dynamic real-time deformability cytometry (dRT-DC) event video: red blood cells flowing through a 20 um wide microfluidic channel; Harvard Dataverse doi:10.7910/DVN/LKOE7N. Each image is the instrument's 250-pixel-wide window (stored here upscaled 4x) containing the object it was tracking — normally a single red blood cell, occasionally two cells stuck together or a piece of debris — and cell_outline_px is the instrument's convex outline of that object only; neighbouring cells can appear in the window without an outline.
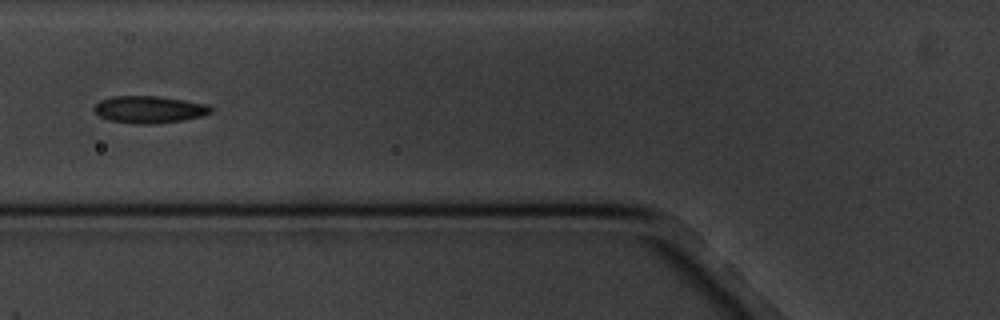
{"species": "common noctule bat (a hibernating species)", "species_latin": "Nyctalus noctula", "temperature_condition": "cold", "stored_images_in_passage": 12, "camera_frame_rate_fps": 3000, "um_per_image_px": 0.085, "animal": {"sex": "male", "body_mass_g": 20.1, "forearm_length_mm": 53.5}, "frame": {"image": 1, "passage_image": 7, "time_ms": 7.0, "image_size_px": [1000, 320], "cell_outline_px": [[212, 112], [200, 116], [180, 120], [152, 124], [132, 124], [108, 120], [100, 116], [92, 108], [100, 100], [112, 96], [156, 96], [184, 100], [208, 104], [212, 108]], "centroid_in_image_um": [12.65, 9.3], "position_along_channel_um": 113.2, "area_um2": 18.38}}
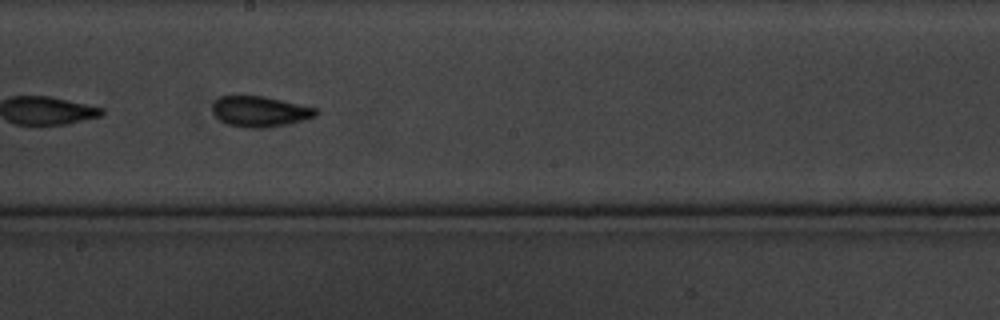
{"frame": {"image": 2, "passage_image": 10, "time_ms": 10.333, "image_size_px": [1000, 320], "cell_outline_px": [[320, 112], [316, 116], [304, 120], [288, 124], [268, 128], [248, 128], [228, 124], [220, 120], [212, 112], [212, 104], [220, 96], [264, 96], [316, 108]], "centroid_in_image_um": [22.11, 9.48], "position_along_channel_um": 226.1, "area_um2": 18.5}}
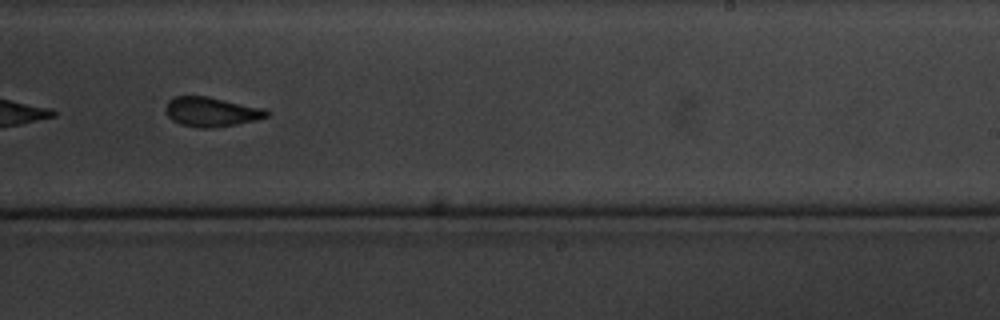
{"frame": {"image": 3, "passage_image": 11, "time_ms": 11.667, "image_size_px": [1000, 320], "cell_outline_px": [[268, 116], [256, 120], [236, 124], [212, 128], [200, 128], [180, 124], [172, 120], [164, 112], [164, 108], [168, 100], [172, 96], [208, 96], [264, 108], [268, 112]], "centroid_in_image_um": [17.91, 9.5], "position_along_channel_um": 271.1, "area_um2": 17.51}}